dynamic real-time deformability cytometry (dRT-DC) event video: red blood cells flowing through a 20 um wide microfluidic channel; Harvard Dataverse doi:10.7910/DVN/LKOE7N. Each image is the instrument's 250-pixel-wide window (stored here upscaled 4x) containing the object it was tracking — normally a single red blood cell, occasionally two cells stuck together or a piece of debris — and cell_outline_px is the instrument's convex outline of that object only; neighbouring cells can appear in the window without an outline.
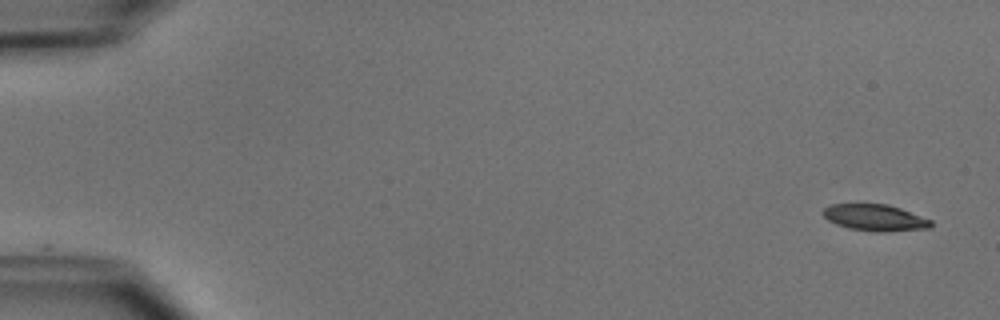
{"species": "common noctule bat (a hibernating species)", "species_latin": "Nyctalus noctula", "temperature_condition": "cold", "stored_images_in_passage": 5, "camera_frame_rate_fps": 3000, "um_per_image_px": 0.085, "animal": {"sex": "male", "body_mass_g": 15.6}, "frame": {"image": 1, "passage_image": 1, "time_ms": 0.0, "image_size_px": [1000, 320], "cell_outline_px": [[932, 224], [928, 228], [884, 232], [872, 232], [848, 228], [836, 224], [828, 220], [820, 212], [824, 208], [832, 204], [888, 204], [900, 208], [932, 220]], "centroid_in_image_um": [74.35, 18.5], "position_along_channel_um": 10.7, "area_um2": 16.7}}
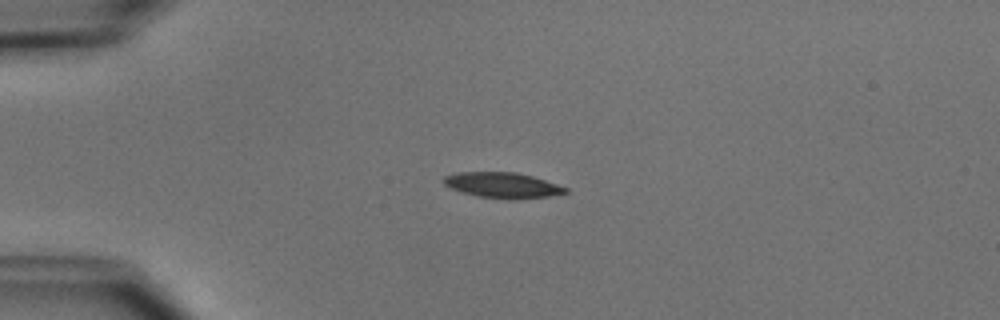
{"frame": {"image": 2, "passage_image": 4, "time_ms": 3.667, "image_size_px": [1000, 320], "cell_outline_px": [[568, 192], [548, 196], [476, 196], [460, 192], [444, 184], [440, 180], [444, 176], [456, 172], [516, 172], [532, 176], [568, 188]], "centroid_in_image_um": [42.61, 15.68], "position_along_channel_um": 42.4, "area_um2": 17.17}}